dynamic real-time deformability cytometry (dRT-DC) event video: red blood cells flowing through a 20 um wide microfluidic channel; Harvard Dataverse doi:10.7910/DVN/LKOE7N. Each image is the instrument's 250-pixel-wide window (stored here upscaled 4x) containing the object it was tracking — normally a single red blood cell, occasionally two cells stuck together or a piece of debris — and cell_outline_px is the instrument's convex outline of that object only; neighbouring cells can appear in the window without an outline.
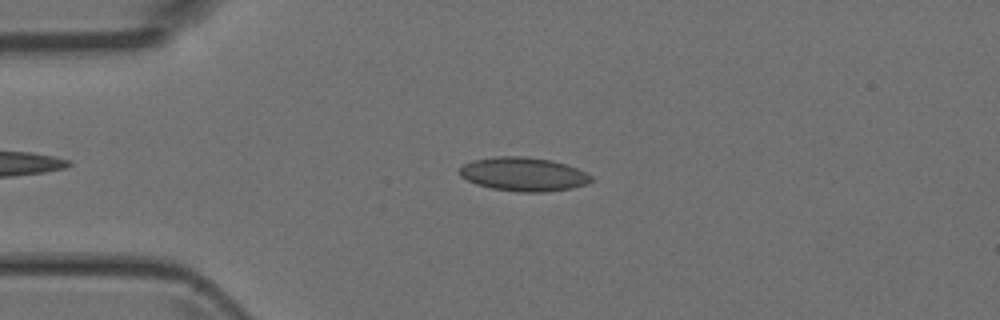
{"species": "Egyptian fruit bat (a non-hibernating species)", "species_latin": "Rousettus aegyptiacus", "temperature_condition": "room temperature", "stored_images_in_passage": 4, "camera_frame_rate_fps": 3000, "um_per_image_px": 0.085, "animal": {"sex": "female"}, "frame": {"image": 1, "passage_image": 3, "time_ms": 2.333, "image_size_px": [1000, 320], "cell_outline_px": [[592, 180], [588, 184], [572, 188], [544, 192], [520, 192], [492, 188], [476, 184], [460, 176], [460, 168], [464, 164], [472, 160], [496, 156], [528, 156], [548, 160], [564, 164], [576, 168], [592, 176]], "centroid_in_image_um": [44.49, 14.81], "position_along_channel_um": 40.5, "area_um2": 25.78}}